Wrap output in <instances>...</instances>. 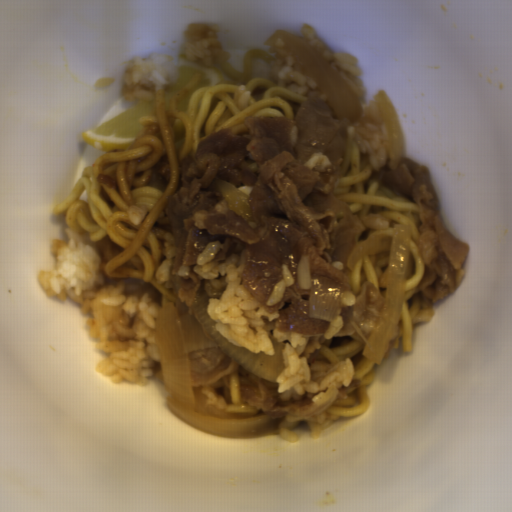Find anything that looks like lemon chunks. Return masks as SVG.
Here are the masks:
<instances>
[{
	"mask_svg": "<svg viewBox=\"0 0 512 512\" xmlns=\"http://www.w3.org/2000/svg\"><path fill=\"white\" fill-rule=\"evenodd\" d=\"M142 116H156V96L141 101L98 127H92L81 134V139L91 147L103 152H125L137 140V134L144 127Z\"/></svg>",
	"mask_w": 512,
	"mask_h": 512,
	"instance_id": "obj_1",
	"label": "lemon chunks"
},
{
	"mask_svg": "<svg viewBox=\"0 0 512 512\" xmlns=\"http://www.w3.org/2000/svg\"><path fill=\"white\" fill-rule=\"evenodd\" d=\"M198 73L201 74V80L196 85V87L180 102L178 108L182 111H187L189 99L190 96L194 91H196L199 88L203 87H210V80L207 78L205 74H203L201 71L191 68V67H182L177 81L172 84L168 89H166L165 92V104H166V111L170 105V101L175 93L183 89Z\"/></svg>",
	"mask_w": 512,
	"mask_h": 512,
	"instance_id": "obj_2",
	"label": "lemon chunks"
}]
</instances>
